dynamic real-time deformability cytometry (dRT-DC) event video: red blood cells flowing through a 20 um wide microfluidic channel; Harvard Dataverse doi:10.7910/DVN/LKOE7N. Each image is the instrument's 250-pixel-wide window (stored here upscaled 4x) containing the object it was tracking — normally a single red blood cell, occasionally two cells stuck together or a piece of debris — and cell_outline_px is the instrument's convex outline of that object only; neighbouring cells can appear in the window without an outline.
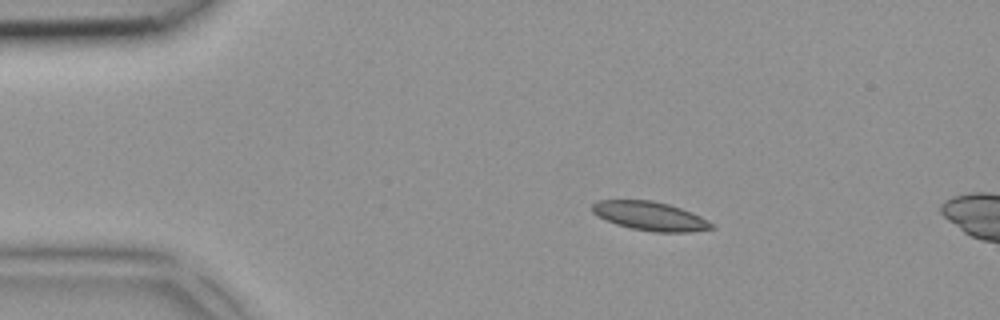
{"species": "common noctule bat (a hibernating species)", "species_latin": "Nyctalus noctula", "temperature_condition": "room temperature", "stored_images_in_passage": 4, "segment_of_instrument_passage": [1, 2], "camera_frame_rate_fps": 3000, "um_per_image_px": 0.085, "animal": {"sex": "female", "body_mass_g": 18.4}, "frame": {"image": 1, "passage_image": 2, "time_ms": 0.333, "image_size_px": [1000, 320], "cell_outline_px": [[716, 228], [688, 232], [652, 232], [632, 228], [616, 224], [604, 220], [596, 216], [592, 212], [592, 204], [596, 200], [652, 200], [668, 204], [692, 212], [708, 220]], "centroid_in_image_um": [55.23, 18.36], "position_along_channel_um": 29.8, "area_um2": 20.17}}